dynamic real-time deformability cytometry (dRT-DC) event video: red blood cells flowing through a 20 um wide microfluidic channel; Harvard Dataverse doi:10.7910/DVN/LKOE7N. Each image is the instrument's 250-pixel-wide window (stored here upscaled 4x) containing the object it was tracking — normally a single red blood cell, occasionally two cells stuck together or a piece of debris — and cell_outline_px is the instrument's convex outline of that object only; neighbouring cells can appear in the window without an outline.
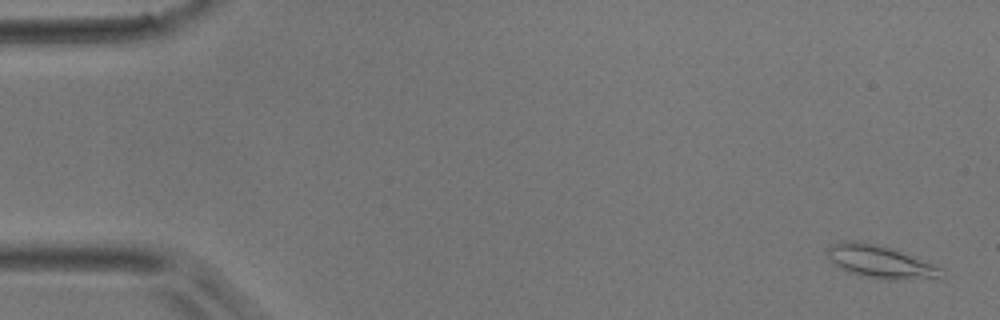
{"species": "common noctule bat (a hibernating species)", "species_latin": "Nyctalus noctula", "temperature_condition": "room temperature", "stored_images_in_passage": 48, "camera_frame_rate_fps": 3000, "um_per_image_px": 0.085, "animal": {"sex": "male", "body_mass_g": 17.9}, "frame": {"image": 1, "passage_image": 2, "time_ms": 0.333, "image_size_px": [1000, 320], "cell_outline_px": [[940, 268], [936, 276], [892, 280], [860, 276], [832, 264], [828, 256], [828, 248], [832, 244], [840, 240], [856, 240], [888, 248], [932, 264]], "centroid_in_image_um": [74.63, 22.22], "position_along_channel_um": 10.4, "area_um2": 20.63}}
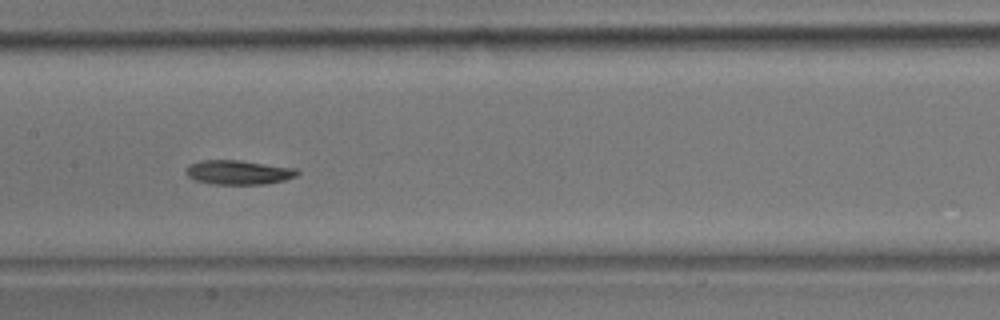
{"frame": {"image": 2, "passage_image": 24, "time_ms": 7.667, "image_size_px": [1000, 320], "cell_outline_px": [[300, 172], [296, 176], [284, 180], [264, 184], [212, 184], [196, 180], [188, 176], [184, 172], [184, 168], [188, 164], [200, 160], [240, 160], [296, 168]], "centroid_in_image_um": [20.23, 14.64], "position_along_channel_um": 187.2, "area_um2": 15.9}}
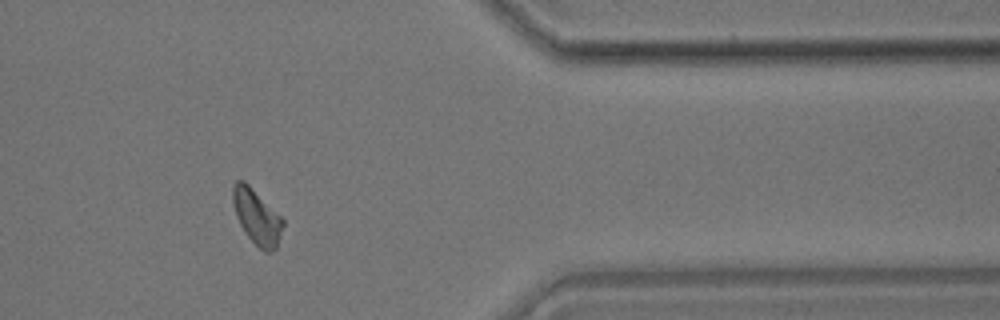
{"frame": {"image": 3, "passage_image": 40, "time_ms": 13.0, "image_size_px": [1000, 320], "cell_outline_px": [[284, 224], [276, 248], [268, 252], [264, 252], [244, 232], [236, 216], [232, 200], [232, 184], [236, 180], [244, 180], [284, 220]], "centroid_in_image_um": [21.8, 18.41], "position_along_channel_um": 389.6, "area_um2": 15.84}}